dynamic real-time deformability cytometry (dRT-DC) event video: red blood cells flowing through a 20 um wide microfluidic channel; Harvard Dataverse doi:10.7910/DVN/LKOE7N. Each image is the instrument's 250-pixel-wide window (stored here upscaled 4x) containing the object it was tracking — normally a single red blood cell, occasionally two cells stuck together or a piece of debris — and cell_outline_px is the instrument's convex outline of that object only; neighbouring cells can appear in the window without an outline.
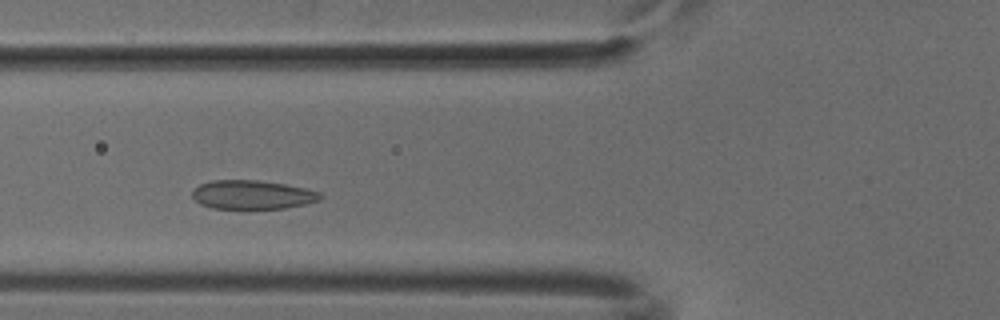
{"species": "common noctule bat (a hibernating species)", "species_latin": "Nyctalus noctula", "temperature_condition": "cold", "stored_images_in_passage": 46, "camera_frame_rate_fps": 3000, "um_per_image_px": 0.085, "animal": {"sex": "male", "body_mass_g": 18.8}, "frame": {"image": 1, "passage_image": 12, "time_ms": 3.667, "image_size_px": [1000, 320], "cell_outline_px": [[324, 196], [320, 200], [304, 204], [284, 208], [212, 208], [200, 204], [192, 196], [192, 192], [200, 184], [212, 180], [256, 180], [284, 184], [304, 188], [320, 192]], "centroid_in_image_um": [21.46, 16.55], "position_along_channel_um": 104.3, "area_um2": 21.33}}
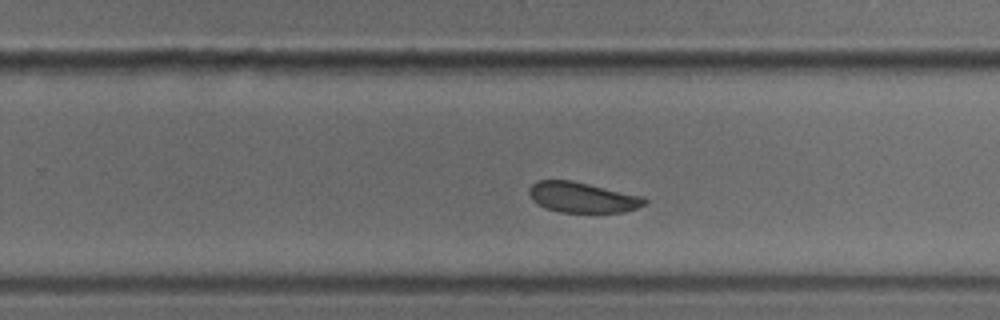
{"frame": {"image": 2, "passage_image": 26, "time_ms": 8.333, "image_size_px": [1000, 320], "cell_outline_px": [[648, 200], [644, 204], [636, 208], [624, 212], [560, 212], [544, 208], [532, 200], [528, 192], [528, 188], [536, 180], [572, 180], [644, 196]], "centroid_in_image_um": [49.48, 16.77], "position_along_channel_um": 280.3, "area_um2": 20.63}}
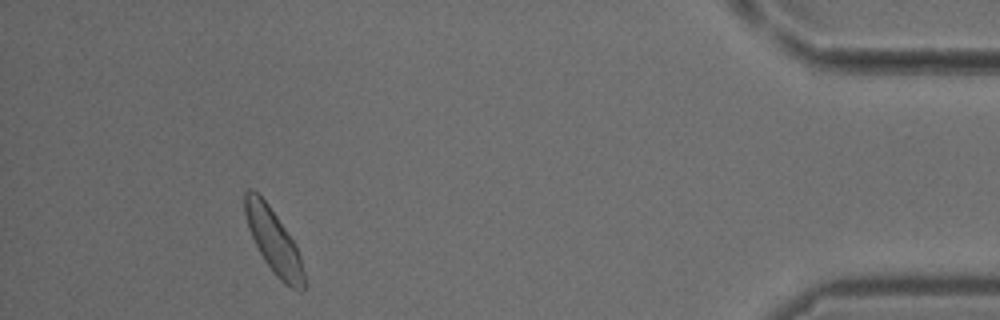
{"frame": {"image": 3, "passage_image": 41, "time_ms": 13.333, "image_size_px": [1000, 320], "cell_outline_px": [[304, 292], [300, 292], [284, 284], [272, 272], [264, 260], [248, 228], [244, 212], [244, 192], [248, 188], [252, 188], [268, 204], [296, 244], [300, 256], [304, 272]], "centroid_in_image_um": [23.26, 20.51], "position_along_channel_um": 411.9, "area_um2": 22.02}}